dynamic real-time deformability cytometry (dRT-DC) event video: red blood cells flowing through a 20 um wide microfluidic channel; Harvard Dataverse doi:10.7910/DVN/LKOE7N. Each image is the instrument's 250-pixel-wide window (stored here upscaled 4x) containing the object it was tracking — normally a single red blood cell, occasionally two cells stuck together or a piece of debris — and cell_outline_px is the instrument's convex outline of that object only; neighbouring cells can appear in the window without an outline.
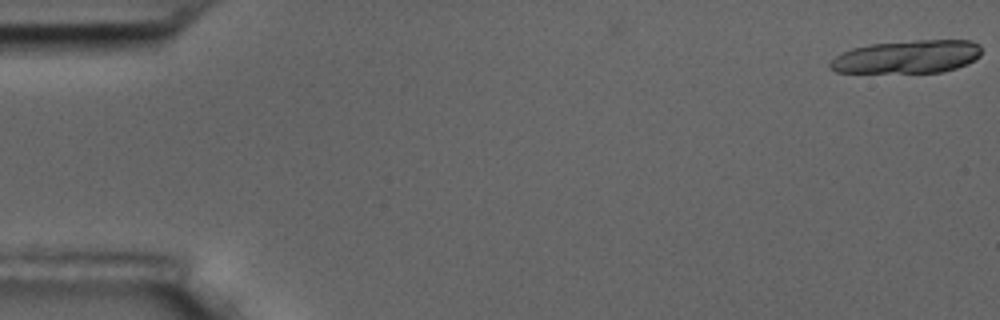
{"species": "common noctule bat (a hibernating species)", "species_latin": "Nyctalus noctula", "temperature_condition": "room temperature", "stored_images_in_passage": 3, "camera_frame_rate_fps": 3000, "um_per_image_px": 0.085, "animal": {"sex": "male", "body_mass_g": 17.5, "forearm_length_mm": 52.3}, "frame": {"image": 1, "passage_image": 3, "time_ms": 0.667, "image_size_px": [1000, 320], "cell_outline_px": [[980, 56], [968, 64], [956, 68], [940, 72], [836, 72], [828, 68], [828, 64], [836, 56], [852, 48], [872, 44], [916, 40], [972, 40], [980, 44]], "centroid_in_image_um": [77.14, 4.82], "position_along_channel_um": 7.9, "area_um2": 29.07}}